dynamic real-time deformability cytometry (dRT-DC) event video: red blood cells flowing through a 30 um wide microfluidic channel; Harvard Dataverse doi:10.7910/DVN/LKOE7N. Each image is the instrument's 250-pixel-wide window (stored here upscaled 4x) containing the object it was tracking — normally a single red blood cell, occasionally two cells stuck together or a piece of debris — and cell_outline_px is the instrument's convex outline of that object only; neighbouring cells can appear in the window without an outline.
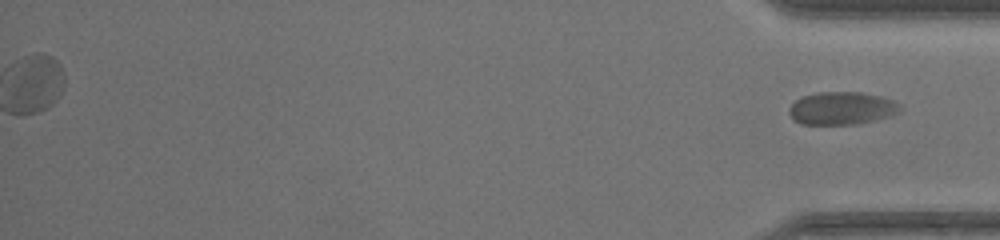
{"species": "common noctule bat (a hibernating species)", "species_latin": "Nyctalus noctula", "temperature_condition": "warm", "stored_images_in_passage": 40, "segment_of_instrument_passage": [2, 2], "camera_frame_rate_fps": 3000, "um_per_image_px": 0.085, "animal": {"sex": "female", "body_mass_g": 17.0, "forearm_length_mm": 48.0}, "frame": {"image": 1, "passage_image": 40, "time_ms": 13.0, "image_size_px": [1000, 240], "cell_outline_px": [[900, 112], [892, 116], [860, 124], [800, 124], [788, 112], [788, 108], [800, 96], [816, 92], [864, 92], [880, 96], [892, 100], [900, 104]], "centroid_in_image_um": [71.57, 9.2], "position_along_channel_um": 363.6, "area_um2": 21.44}}